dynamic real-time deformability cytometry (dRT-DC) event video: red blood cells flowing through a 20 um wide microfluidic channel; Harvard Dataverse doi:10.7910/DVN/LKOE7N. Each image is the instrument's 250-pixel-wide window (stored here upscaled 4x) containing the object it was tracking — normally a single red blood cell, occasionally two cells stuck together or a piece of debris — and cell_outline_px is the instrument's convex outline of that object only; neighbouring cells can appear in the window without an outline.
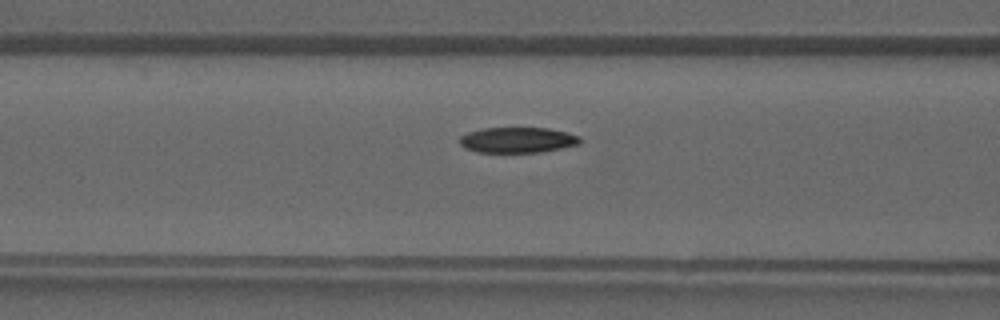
{"species": "common noctule bat (a hibernating species)", "species_latin": "Nyctalus noctula", "temperature_condition": "warm", "stored_images_in_passage": 37, "camera_frame_rate_fps": 3000, "um_per_image_px": 0.085, "animal": {"sex": "male", "forearm_length_mm": 52.5}, "frame": {"image": 1, "passage_image": 17, "time_ms": 5.333, "image_size_px": [1000, 320], "cell_outline_px": [[584, 140], [580, 144], [540, 152], [476, 152], [464, 148], [460, 144], [460, 136], [468, 132], [484, 128], [548, 128], [580, 136]], "centroid_in_image_um": [44.0, 11.9], "position_along_channel_um": 122.6, "area_um2": 17.92}}
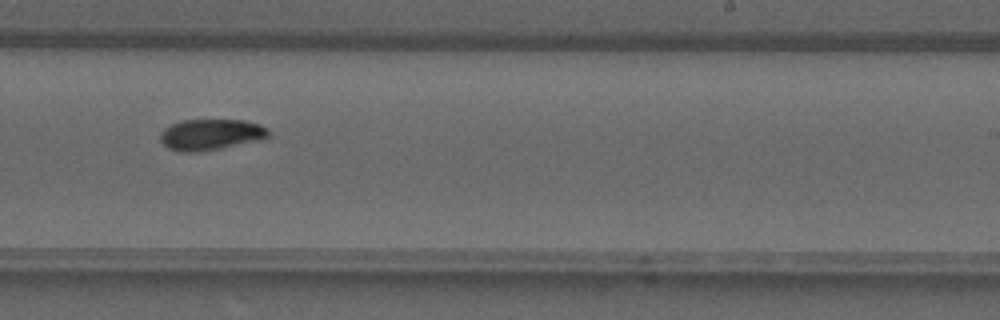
{"frame": {"image": 2, "passage_image": 26, "time_ms": 8.333, "image_size_px": [1000, 320], "cell_outline_px": [[268, 136], [264, 140], [200, 152], [180, 152], [168, 148], [160, 140], [160, 136], [164, 128], [180, 120], [244, 120], [260, 124], [268, 128]], "centroid_in_image_um": [17.94, 11.44], "position_along_channel_um": 271.1, "area_um2": 19.77}}
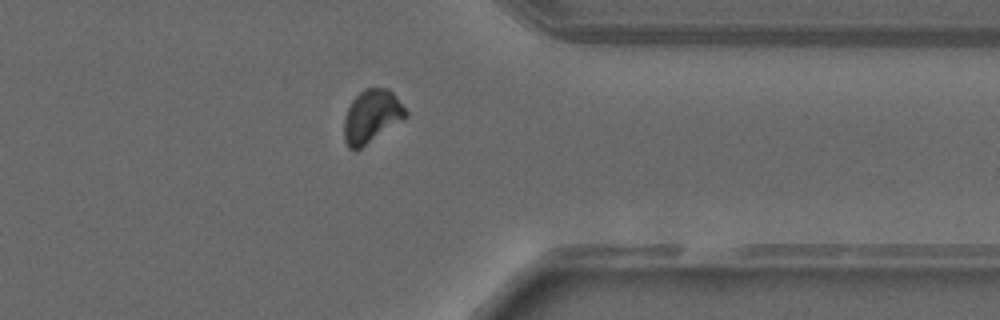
{"frame": {"image": 3, "passage_image": 33, "time_ms": 10.667, "image_size_px": [1000, 320], "cell_outline_px": [[408, 116], [356, 152], [348, 148], [344, 140], [344, 116], [352, 100], [364, 88], [388, 88], [392, 92], [408, 112]], "centroid_in_image_um": [31.57, 9.91], "position_along_channel_um": 379.8, "area_um2": 19.13}}